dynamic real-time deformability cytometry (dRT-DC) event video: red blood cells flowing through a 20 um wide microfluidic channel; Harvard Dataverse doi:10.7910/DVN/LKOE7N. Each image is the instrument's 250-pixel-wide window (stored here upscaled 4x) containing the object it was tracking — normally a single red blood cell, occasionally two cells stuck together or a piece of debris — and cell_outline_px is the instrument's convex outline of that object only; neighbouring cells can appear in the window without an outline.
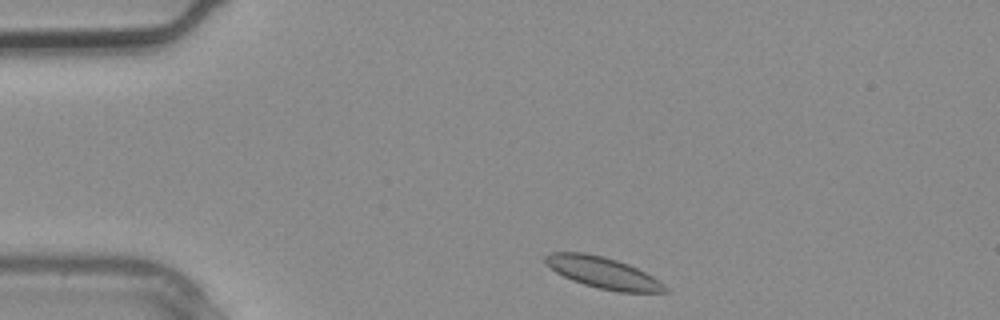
{"species": "common noctule bat (a hibernating species)", "species_latin": "Nyctalus noctula", "temperature_condition": "warm", "stored_images_in_passage": 2, "camera_frame_rate_fps": 3000, "um_per_image_px": 0.085, "animal": {"sex": "male", "body_mass_g": 20.4}, "frame": {"image": 1, "passage_image": 1, "time_ms": 0.0, "image_size_px": [1000, 320], "cell_outline_px": [[672, 292], [620, 292], [596, 288], [572, 280], [556, 272], [544, 260], [544, 256], [548, 252], [584, 252], [604, 256], [628, 264], [652, 276], [664, 284]], "centroid_in_image_um": [51.26, 23.18], "position_along_channel_um": 33.7, "area_um2": 21.79}}